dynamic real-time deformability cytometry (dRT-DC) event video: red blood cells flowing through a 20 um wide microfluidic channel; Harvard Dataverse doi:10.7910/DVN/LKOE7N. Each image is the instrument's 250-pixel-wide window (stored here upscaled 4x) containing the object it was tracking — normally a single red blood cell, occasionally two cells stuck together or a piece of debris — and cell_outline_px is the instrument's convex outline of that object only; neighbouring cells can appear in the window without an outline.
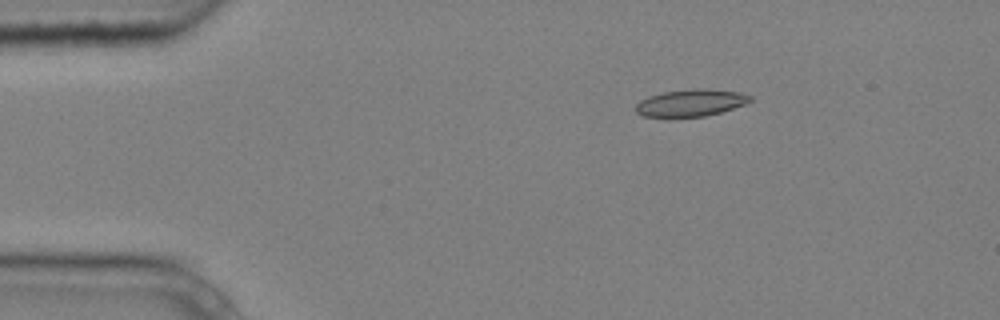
{"species": "common noctule bat (a hibernating species)", "species_latin": "Nyctalus noctula", "temperature_condition": "cold", "stored_images_in_passage": 5, "camera_frame_rate_fps": 3000, "um_per_image_px": 0.085, "animal": {"sex": "male", "body_mass_g": 20.4}, "frame": {"image": 1, "passage_image": 1, "time_ms": 0.0, "image_size_px": [1000, 320], "cell_outline_px": [[752, 100], [744, 104], [720, 112], [704, 116], [644, 116], [636, 112], [636, 104], [640, 100], [648, 96], [664, 92], [696, 88], [700, 88], [740, 92], [752, 96]], "centroid_in_image_um": [58.72, 8.72], "position_along_channel_um": 26.3, "area_um2": 17.69}}
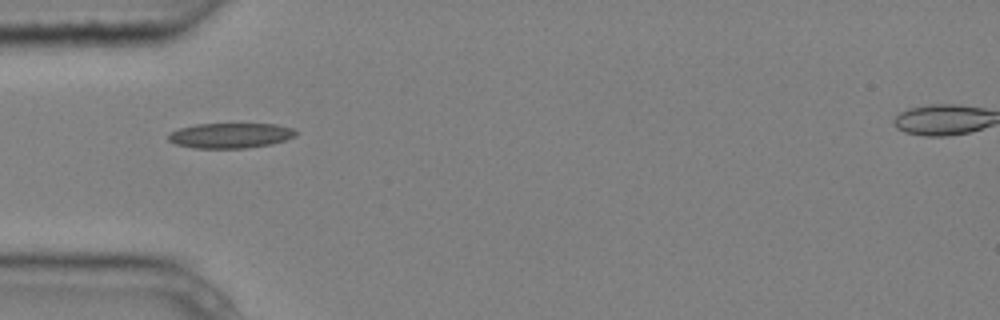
{"frame": {"image": 2, "passage_image": 3, "time_ms": 0.667, "image_size_px": [1000, 320], "cell_outline_px": [[300, 132], [296, 136], [272, 144], [248, 148], [192, 148], [176, 144], [168, 140], [168, 132], [180, 128], [196, 124], [276, 124], [292, 128]], "centroid_in_image_um": [19.59, 11.52], "position_along_channel_um": 65.4, "area_um2": 18.84}}
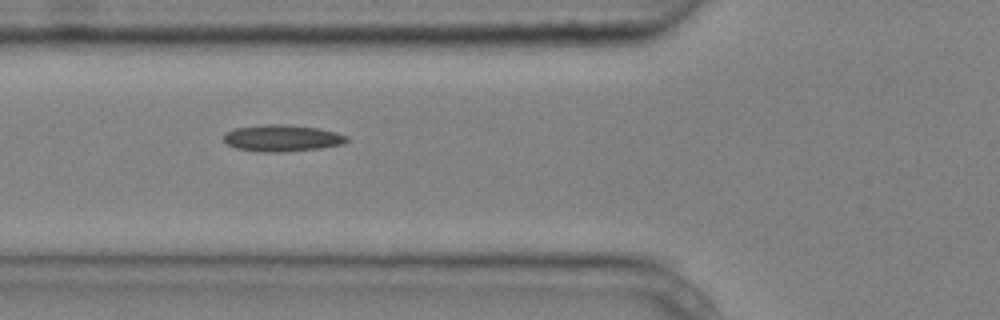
{"frame": {"image": 3, "passage_image": 4, "time_ms": 1.0, "image_size_px": [1000, 320], "cell_outline_px": [[348, 140], [344, 144], [320, 148], [284, 152], [264, 152], [236, 148], [228, 144], [224, 140], [224, 136], [228, 132], [236, 128], [268, 124], [284, 124], [316, 128], [336, 132], [348, 136]], "centroid_in_image_um": [24.02, 11.74], "position_along_channel_um": 101.8, "area_um2": 18.9}}